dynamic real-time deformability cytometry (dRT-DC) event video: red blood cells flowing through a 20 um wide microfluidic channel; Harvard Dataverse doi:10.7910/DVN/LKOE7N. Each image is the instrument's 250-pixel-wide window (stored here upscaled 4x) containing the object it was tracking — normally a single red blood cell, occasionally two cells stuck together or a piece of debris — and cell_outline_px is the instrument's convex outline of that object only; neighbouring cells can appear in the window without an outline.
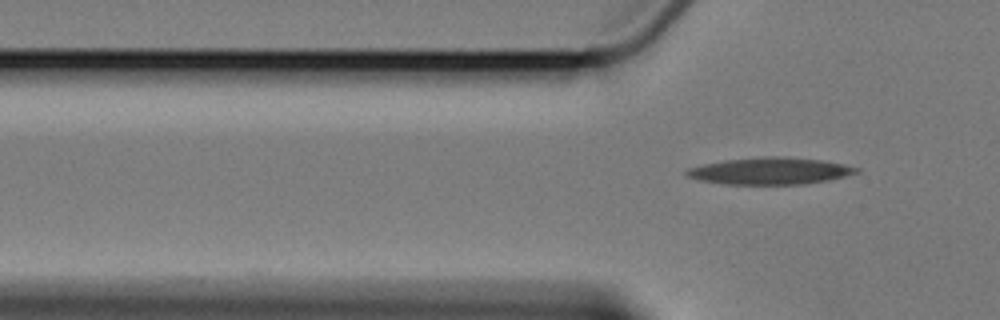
{"species": "Egyptian fruit bat (a non-hibernating species)", "species_latin": "Rousettus aegyptiacus", "temperature_condition": "cold", "stored_images_in_passage": 2, "camera_frame_rate_fps": 3000, "um_per_image_px": 0.085, "animal": {"sex": "female"}, "frame": {"image": 1, "passage_image": 2, "time_ms": 2.333, "image_size_px": [1000, 320], "cell_outline_px": [[860, 172], [828, 180], [804, 184], [724, 184], [700, 180], [684, 176], [684, 172], [688, 168], [704, 164], [728, 160], [764, 156], [780, 156], [820, 160], [844, 164], [860, 168]], "centroid_in_image_um": [65.45, 14.53], "position_along_channel_um": 60.4, "area_um2": 26.47}}